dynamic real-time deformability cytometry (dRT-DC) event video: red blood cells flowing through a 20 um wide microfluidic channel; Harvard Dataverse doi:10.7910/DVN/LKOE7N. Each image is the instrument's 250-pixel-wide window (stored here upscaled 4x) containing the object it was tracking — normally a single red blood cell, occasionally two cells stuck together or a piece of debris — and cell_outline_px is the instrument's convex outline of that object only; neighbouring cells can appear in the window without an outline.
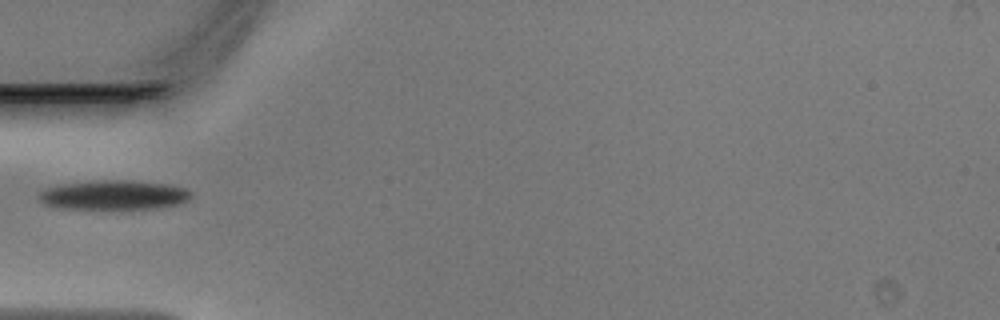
{"species": "Egyptian fruit bat (a non-hibernating species)", "species_latin": "Rousettus aegyptiacus", "temperature_condition": "warm", "stored_images_in_passage": 33, "camera_frame_rate_fps": 3000, "um_per_image_px": 0.085, "animal": {"sex": "male"}, "frame": {"image": 1, "passage_image": 1, "time_ms": 0.0, "image_size_px": [1000, 320], "cell_outline_px": [[192, 196], [188, 200], [180, 204], [160, 208], [64, 208], [44, 204], [40, 200], [40, 192], [44, 188], [64, 184], [100, 180], [128, 180], [168, 184], [184, 188], [192, 192]], "centroid_in_image_um": [9.73, 16.57], "position_along_channel_um": 75.3, "area_um2": 25.84}}
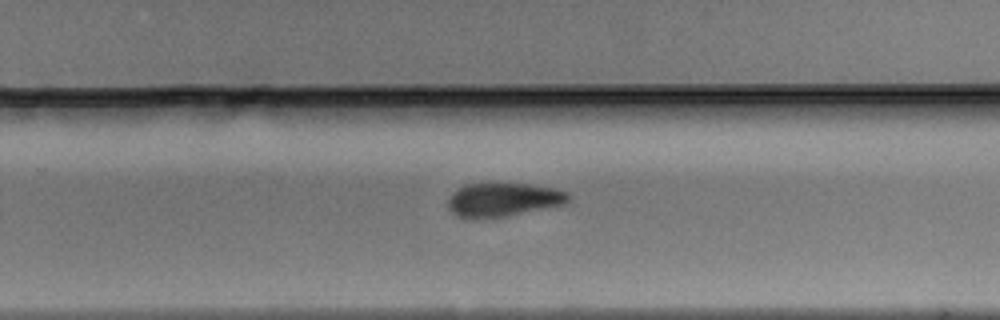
{"frame": {"image": 2, "passage_image": 16, "time_ms": 5.0, "image_size_px": [1000, 320], "cell_outline_px": [[572, 200], [564, 204], [508, 216], [472, 220], [456, 216], [448, 208], [448, 196], [456, 188], [464, 184], [528, 184], [556, 188], [568, 192], [572, 196]], "centroid_in_image_um": [42.75, 16.99], "position_along_channel_um": 287.0, "area_um2": 24.16}}
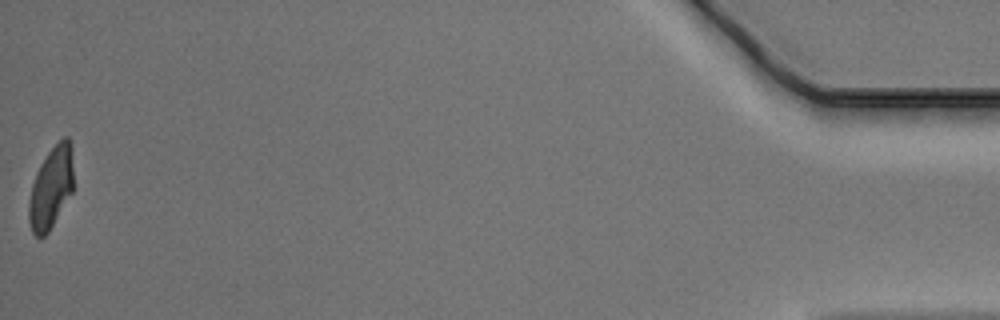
{"frame": {"image": 3, "passage_image": 33, "time_ms": 10.667, "image_size_px": [1000, 320], "cell_outline_px": [[72, 192], [48, 232], [44, 236], [36, 236], [32, 232], [28, 220], [28, 204], [32, 184], [36, 172], [40, 164], [48, 152], [64, 136], [68, 136], [72, 148]], "centroid_in_image_um": [4.32, 15.95], "position_along_channel_um": 430.9, "area_um2": 21.04}}